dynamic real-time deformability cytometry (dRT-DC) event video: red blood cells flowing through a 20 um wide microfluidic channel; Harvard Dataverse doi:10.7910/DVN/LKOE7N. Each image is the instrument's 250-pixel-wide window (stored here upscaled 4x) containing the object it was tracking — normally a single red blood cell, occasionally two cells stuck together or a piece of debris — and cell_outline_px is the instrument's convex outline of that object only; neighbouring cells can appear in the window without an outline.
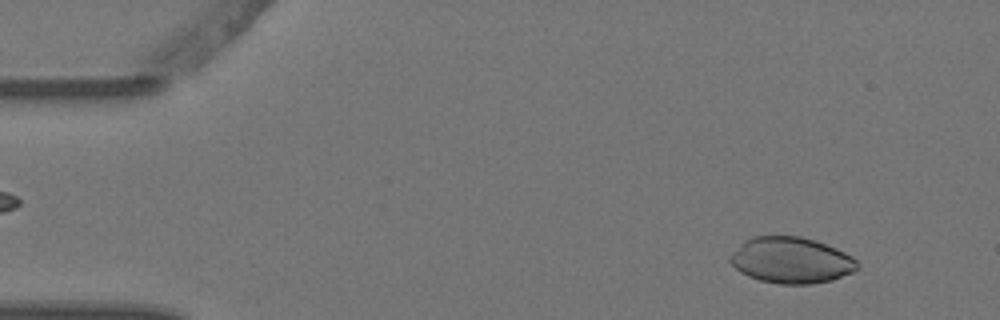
{"species": "Egyptian fruit bat (a non-hibernating species)", "species_latin": "Rousettus aegyptiacus", "temperature_condition": "warm", "stored_images_in_passage": 5, "camera_frame_rate_fps": 3000, "um_per_image_px": 0.085, "animal": {"sex": "female"}, "frame": {"image": 1, "passage_image": 1, "time_ms": 0.0, "image_size_px": [1000, 320], "cell_outline_px": [[860, 268], [856, 272], [832, 280], [812, 284], [780, 284], [760, 280], [748, 276], [740, 272], [728, 260], [732, 252], [744, 240], [752, 236], [800, 236], [816, 240], [836, 248], [852, 256], [860, 264]], "centroid_in_image_um": [67.28, 22.12], "position_along_channel_um": 17.7, "area_um2": 34.56}}